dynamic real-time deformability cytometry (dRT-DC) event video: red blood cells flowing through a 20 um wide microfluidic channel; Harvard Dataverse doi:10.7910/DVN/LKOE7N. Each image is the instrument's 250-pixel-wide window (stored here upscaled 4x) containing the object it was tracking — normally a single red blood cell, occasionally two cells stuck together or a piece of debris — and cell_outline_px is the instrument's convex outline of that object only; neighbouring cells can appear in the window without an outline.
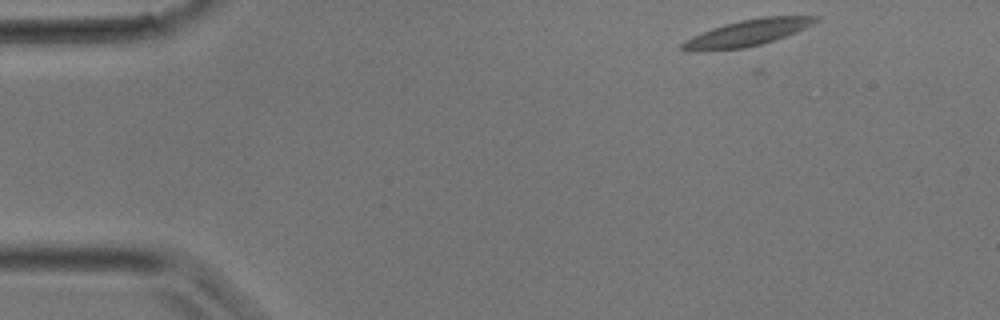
{"species": "common noctule bat (a hibernating species)", "species_latin": "Nyctalus noctula", "temperature_condition": "room temperature", "stored_images_in_passage": 6, "camera_frame_rate_fps": 3000, "um_per_image_px": 0.085, "animal": {"sex": "male", "body_mass_g": 17.9}, "frame": {"image": 1, "passage_image": 1, "time_ms": 0.0, "image_size_px": [1000, 320], "cell_outline_px": [[820, 20], [796, 32], [760, 44], [744, 48], [696, 52], [676, 48], [684, 40], [712, 28], [724, 24], [740, 20], [764, 16], [820, 16]], "centroid_in_image_um": [63.46, 2.8], "position_along_channel_um": 21.5, "area_um2": 20.46}}